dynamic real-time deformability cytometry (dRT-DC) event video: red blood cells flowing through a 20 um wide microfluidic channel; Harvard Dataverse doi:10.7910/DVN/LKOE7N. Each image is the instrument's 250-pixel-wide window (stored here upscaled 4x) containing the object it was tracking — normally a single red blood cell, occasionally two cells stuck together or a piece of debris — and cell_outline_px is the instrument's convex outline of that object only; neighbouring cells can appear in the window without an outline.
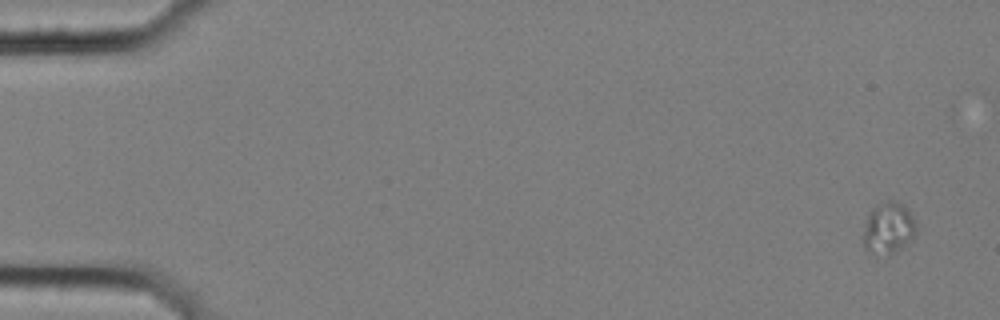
{"species": "common noctule bat (a hibernating species)", "species_latin": "Nyctalus noctula", "temperature_condition": "cold", "stored_images_in_passage": 6, "camera_frame_rate_fps": 3000, "um_per_image_px": 0.085, "animal": {"sex": "female", "body_mass_g": 25.1}, "frame": {"image": 1, "passage_image": 1, "time_ms": 0.0, "image_size_px": [1000, 320], "cell_outline_px": [[916, 228], [912, 236], [904, 244], [892, 252], [888, 252], [864, 248], [864, 228], [868, 216], [872, 208], [888, 200], [892, 200], [904, 204], [912, 216], [916, 224]], "centroid_in_image_um": [75.52, 19.28], "position_along_channel_um": 9.5, "area_um2": 14.8}}